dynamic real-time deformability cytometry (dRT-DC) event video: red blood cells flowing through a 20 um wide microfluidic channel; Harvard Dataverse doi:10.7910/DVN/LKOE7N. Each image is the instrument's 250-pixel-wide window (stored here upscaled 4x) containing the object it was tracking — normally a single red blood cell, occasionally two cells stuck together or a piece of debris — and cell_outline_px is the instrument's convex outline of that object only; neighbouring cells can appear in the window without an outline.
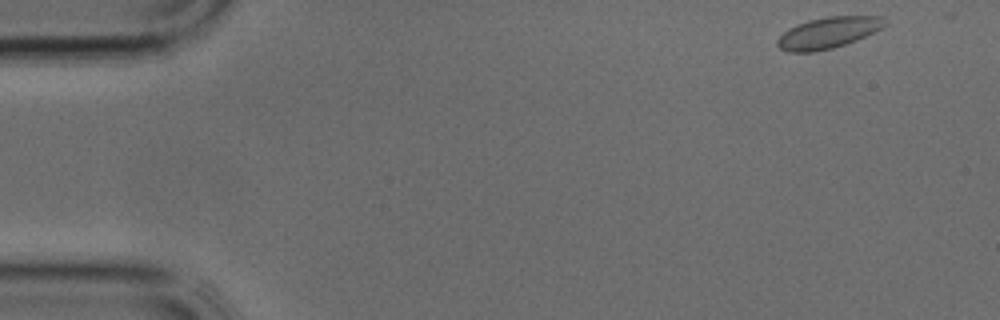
{"species": "common noctule bat (a hibernating species)", "species_latin": "Nyctalus noctula", "temperature_condition": "cold", "stored_images_in_passage": 15, "camera_frame_rate_fps": 3000, "um_per_image_px": 0.085, "animal": {"sex": "male", "body_mass_g": 17.9, "forearm_length_mm": 54.2}, "frame": {"image": 1, "passage_image": 1, "time_ms": 0.0, "image_size_px": [1000, 320], "cell_outline_px": [[888, 24], [856, 40], [832, 48], [812, 52], [788, 52], [780, 48], [776, 44], [776, 40], [788, 28], [796, 24], [808, 20], [828, 16], [880, 16]], "centroid_in_image_um": [70.34, 2.78], "position_along_channel_um": 14.7, "area_um2": 19.36}}
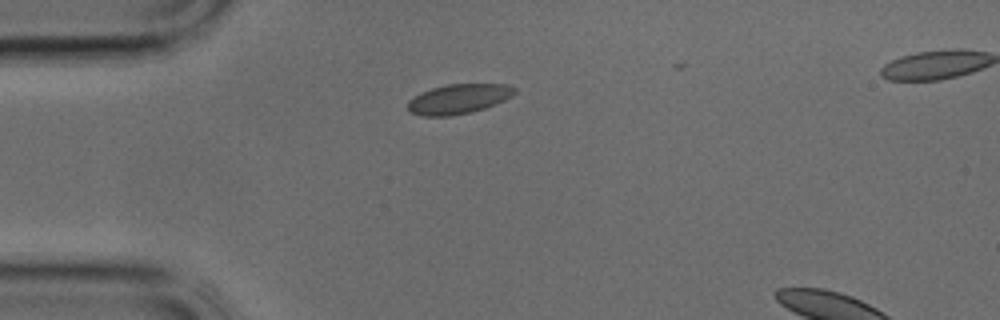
{"frame": {"image": 2, "passage_image": 8, "time_ms": 2.333, "image_size_px": [1000, 320], "cell_outline_px": [[516, 92], [512, 96], [496, 104], [472, 112], [448, 116], [424, 116], [408, 112], [408, 100], [420, 92], [432, 88], [448, 84], [504, 84], [516, 88]], "centroid_in_image_um": [38.96, 8.41], "position_along_channel_um": 46.0, "area_um2": 18.55}}
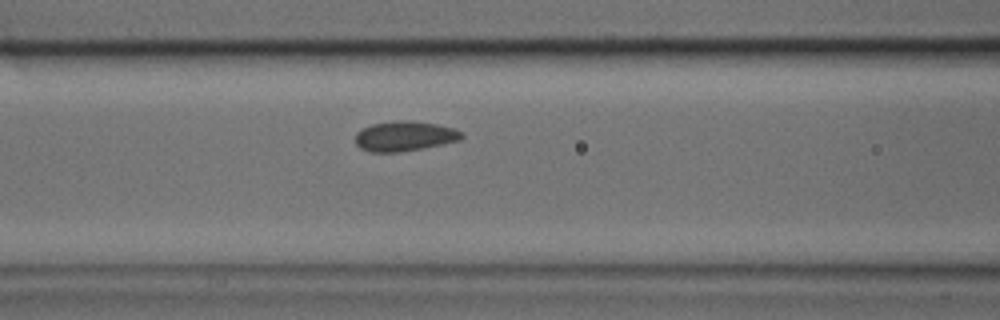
{"frame": {"image": 3, "passage_image": 14, "time_ms": 4.333, "image_size_px": [1000, 320], "cell_outline_px": [[464, 136], [460, 140], [444, 144], [424, 148], [400, 152], [372, 152], [360, 148], [356, 144], [356, 132], [372, 124], [400, 120], [408, 120], [436, 124], [452, 128], [464, 132]], "centroid_in_image_um": [34.42, 11.58], "position_along_channel_um": 132.2, "area_um2": 18.55}}